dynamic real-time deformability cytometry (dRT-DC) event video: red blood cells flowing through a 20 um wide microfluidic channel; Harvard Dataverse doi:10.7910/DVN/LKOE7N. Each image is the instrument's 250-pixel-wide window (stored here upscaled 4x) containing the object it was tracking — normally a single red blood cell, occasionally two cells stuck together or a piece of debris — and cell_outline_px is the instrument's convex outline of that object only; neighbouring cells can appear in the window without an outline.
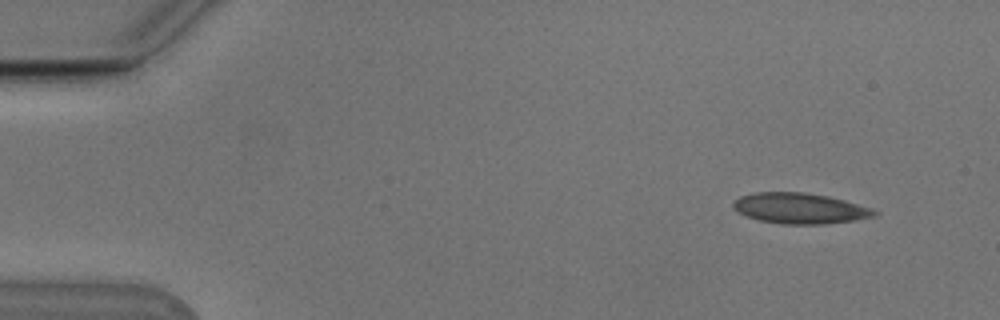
{"species": "Egyptian fruit bat (a non-hibernating species)", "species_latin": "Rousettus aegyptiacus", "temperature_condition": "cold", "stored_images_in_passage": 50, "camera_frame_rate_fps": 3000, "um_per_image_px": 0.085, "animal": {"sex": "male"}, "frame": {"image": 1, "passage_image": 1, "time_ms": 0.0, "image_size_px": [1000, 320], "cell_outline_px": [[880, 212], [876, 216], [852, 220], [824, 224], [784, 224], [760, 220], [748, 216], [740, 212], [732, 204], [740, 196], [756, 192], [804, 192], [828, 196], [844, 200], [872, 208]], "centroid_in_image_um": [68.04, 17.7], "position_along_channel_um": 17.0, "area_um2": 24.91}}
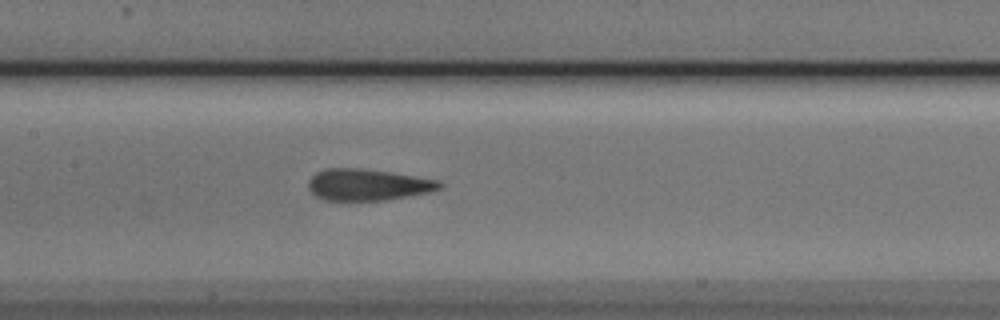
{"frame": {"image": 2, "passage_image": 22, "time_ms": 7.0, "image_size_px": [1000, 320], "cell_outline_px": [[444, 188], [432, 192], [388, 200], [324, 200], [316, 196], [308, 188], [308, 180], [316, 172], [324, 168], [360, 168], [392, 172], [436, 180], [444, 184]], "centroid_in_image_um": [31.28, 15.7], "position_along_channel_um": 176.1, "area_um2": 24.33}}
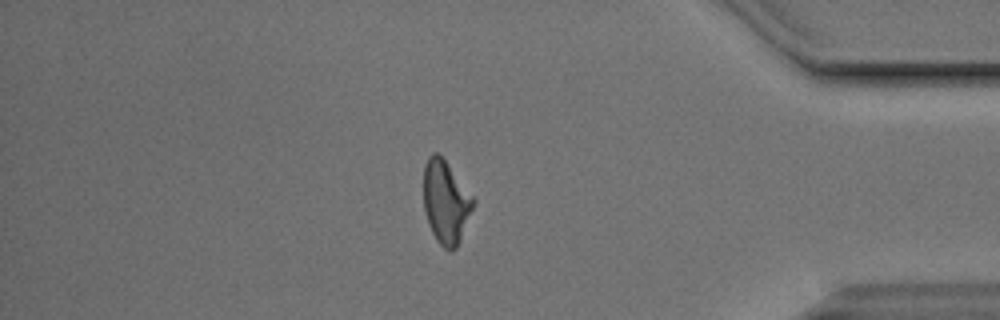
{"frame": {"image": 3, "passage_image": 42, "time_ms": 13.667, "image_size_px": [1000, 320], "cell_outline_px": [[476, 200], [460, 240], [456, 248], [452, 252], [448, 252], [436, 240], [428, 224], [424, 212], [424, 164], [428, 156], [432, 152], [436, 152], [444, 160]], "centroid_in_image_um": [37.88, 17.2], "position_along_channel_um": 397.3, "area_um2": 23.93}, "authors_computed_cell_mechanics": {"area_um2": 24.3916, "velocity_mm_per_s": 3.789, "shape_relaxation_time_tau1_ms": 4.3705, "shape_relaxation_time_tau2_ms": 1.4505, "deformation_change_tau1": 0.1334, "deformation_change_tau2": 0.0853}}